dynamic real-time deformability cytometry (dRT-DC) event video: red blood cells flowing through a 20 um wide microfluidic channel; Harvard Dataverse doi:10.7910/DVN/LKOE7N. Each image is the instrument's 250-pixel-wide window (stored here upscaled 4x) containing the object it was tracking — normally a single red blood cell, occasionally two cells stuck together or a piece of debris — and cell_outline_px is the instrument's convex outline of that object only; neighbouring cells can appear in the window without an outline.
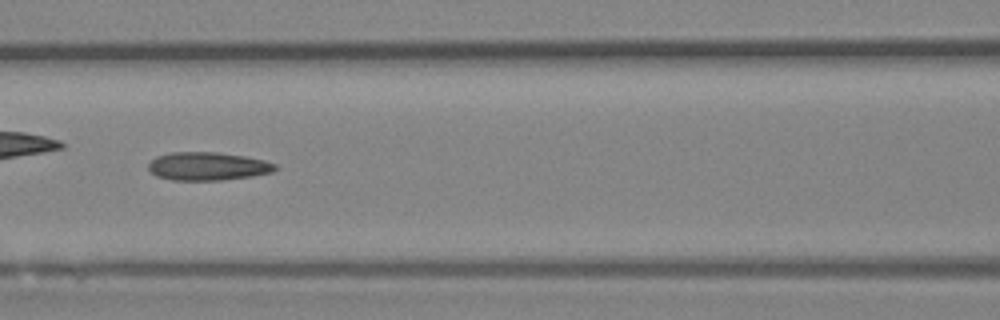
{"species": "Egyptian fruit bat (a non-hibernating species)", "species_latin": "Rousettus aegyptiacus", "temperature_condition": "room temperature", "stored_images_in_passage": 50, "camera_frame_rate_fps": 3000, "um_per_image_px": 0.085, "animal": {"sex": "female"}, "frame": {"image": 1, "passage_image": 22, "time_ms": 7.0, "image_size_px": [1000, 320], "cell_outline_px": [[276, 168], [272, 172], [252, 176], [220, 180], [172, 180], [156, 176], [148, 168], [148, 164], [156, 156], [172, 152], [216, 152], [244, 156], [264, 160], [276, 164]], "centroid_in_image_um": [17.64, 14.13], "position_along_channel_um": 149.0, "area_um2": 20.75}, "authors_computed_cell_mechanics": {"area_um2": 20.6924, "velocity_mm_per_s": 4.0062, "shape_relaxation_time_tau1_ms": 4.1401, "shape_relaxation_time_tau2_ms": 3.6419, "deformation_change_tau1": 0.1399, "deformation_change_tau2": 0.1404}}